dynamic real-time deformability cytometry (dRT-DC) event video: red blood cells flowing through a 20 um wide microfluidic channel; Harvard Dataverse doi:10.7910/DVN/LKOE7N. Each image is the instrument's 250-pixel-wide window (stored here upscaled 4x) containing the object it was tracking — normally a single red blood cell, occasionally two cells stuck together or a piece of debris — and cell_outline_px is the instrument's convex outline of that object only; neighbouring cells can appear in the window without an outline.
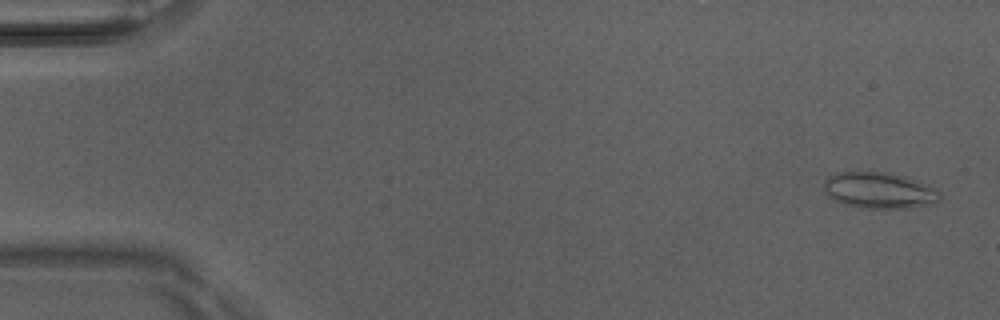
{"species": "Egyptian fruit bat (a non-hibernating species)", "species_latin": "Rousettus aegyptiacus", "temperature_condition": "room temperature", "stored_images_in_passage": 5, "camera_frame_rate_fps": 3000, "um_per_image_px": 0.085, "animal": {"sex": "male"}, "frame": {"image": 1, "passage_image": 1, "time_ms": 0.0, "image_size_px": [1000, 320], "cell_outline_px": [[944, 196], [940, 200], [932, 204], [908, 208], [860, 208], [844, 204], [832, 200], [824, 192], [824, 180], [828, 176], [836, 172], [888, 172], [904, 176], [928, 184], [936, 188]], "centroid_in_image_um": [74.75, 16.19], "position_along_channel_um": 10.3, "area_um2": 24.91}}